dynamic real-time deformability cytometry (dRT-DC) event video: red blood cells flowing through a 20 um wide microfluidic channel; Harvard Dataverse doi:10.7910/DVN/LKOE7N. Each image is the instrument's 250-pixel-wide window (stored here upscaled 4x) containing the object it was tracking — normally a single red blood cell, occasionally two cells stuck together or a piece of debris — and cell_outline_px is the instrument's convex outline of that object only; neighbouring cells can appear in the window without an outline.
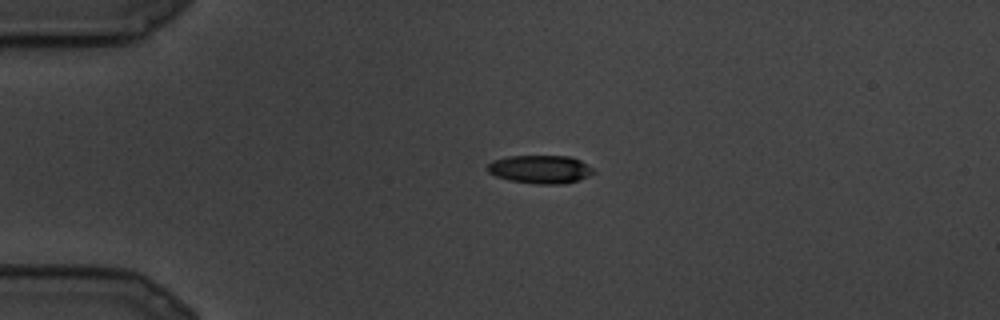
{"species": "common noctule bat (a hibernating species)", "species_latin": "Nyctalus noctula", "temperature_condition": "cold", "stored_images_in_passage": 5, "camera_frame_rate_fps": 3000, "um_per_image_px": 0.085, "animal": {"sex": "male", "body_mass_g": 19.5, "forearm_length_mm": 54.6}, "frame": {"image": 1, "passage_image": 1, "time_ms": 0.0, "image_size_px": [1000, 320], "cell_outline_px": [[596, 172], [580, 180], [564, 184], [536, 184], [508, 180], [496, 176], [488, 172], [488, 164], [492, 160], [508, 156], [572, 156], [580, 160], [592, 168]], "centroid_in_image_um": [45.93, 14.39], "position_along_channel_um": 39.1, "area_um2": 17.57}}
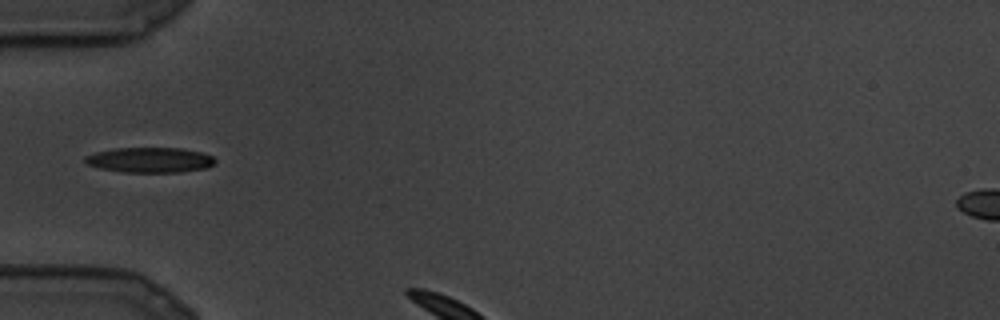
{"frame": {"image": 2, "passage_image": 4, "time_ms": 1.0, "image_size_px": [1000, 320], "cell_outline_px": [[216, 164], [208, 168], [180, 172], [124, 172], [100, 168], [88, 164], [84, 160], [84, 156], [96, 152], [112, 148], [180, 148], [200, 152], [212, 156], [216, 160]], "centroid_in_image_um": [12.77, 13.6], "position_along_channel_um": 72.2, "area_um2": 19.13}}